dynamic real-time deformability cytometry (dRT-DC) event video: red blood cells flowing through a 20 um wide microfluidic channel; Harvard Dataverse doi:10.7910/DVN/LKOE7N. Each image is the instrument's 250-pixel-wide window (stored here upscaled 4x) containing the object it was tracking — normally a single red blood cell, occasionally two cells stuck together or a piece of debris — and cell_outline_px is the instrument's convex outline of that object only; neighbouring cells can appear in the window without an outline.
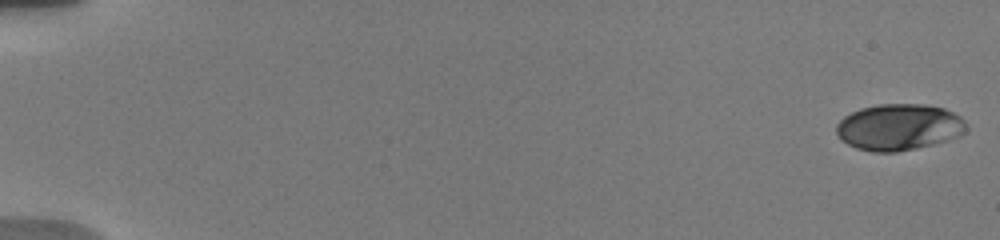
{"species": "human", "species_latin": "Homo sapiens", "temperature_condition": "warm", "stored_images_in_passage": 57, "camera_frame_rate_fps": 3000, "um_per_image_px": 0.085, "donor": {"sex": "male"}, "frame": {"image": 1, "passage_image": 1, "time_ms": 0.0, "image_size_px": [1000, 240], "cell_outline_px": [[968, 128], [960, 136], [932, 144], [916, 148], [896, 152], [872, 152], [856, 148], [840, 140], [836, 132], [836, 124], [844, 116], [860, 108], [880, 104], [924, 104], [944, 108], [960, 116], [964, 120]], "centroid_in_image_um": [76.4, 10.8], "position_along_channel_um": 8.6, "area_um2": 35.26}}
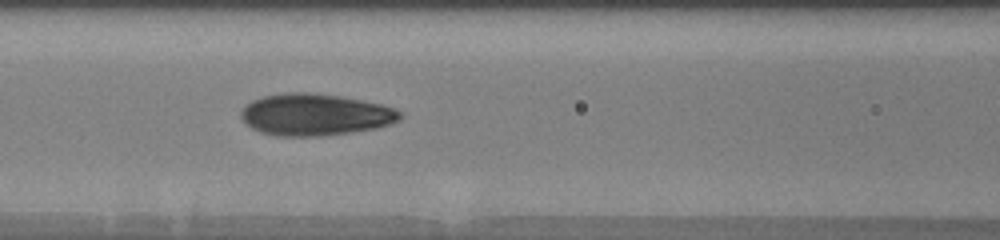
{"frame": {"image": 2, "passage_image": 47, "time_ms": 8.333, "image_size_px": [1000, 240], "cell_outline_px": [[404, 116], [400, 120], [376, 128], [352, 132], [320, 136], [276, 136], [260, 132], [244, 124], [240, 116], [240, 108], [244, 104], [252, 100], [264, 96], [288, 92], [308, 92], [340, 96], [380, 104], [396, 108]], "centroid_in_image_um": [26.74, 9.74], "position_along_channel_um": 139.9, "area_um2": 39.02}}
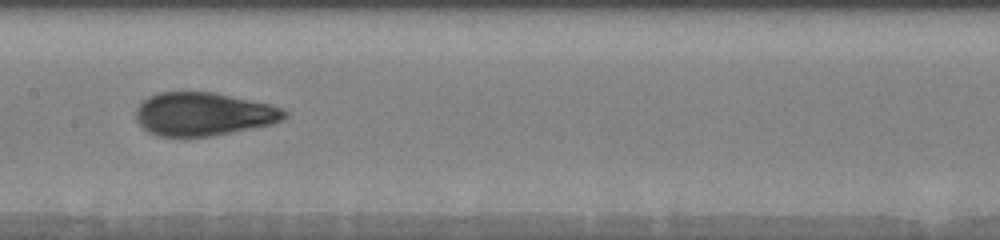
{"frame": {"image": 3, "passage_image": 56, "time_ms": 9.667, "image_size_px": [1000, 240], "cell_outline_px": [[288, 116], [284, 120], [272, 124], [212, 136], [184, 140], [160, 136], [148, 132], [136, 120], [136, 108], [148, 96], [156, 92], [212, 92], [272, 104], [284, 108], [288, 112]], "centroid_in_image_um": [17.3, 9.73], "position_along_channel_um": 190.1, "area_um2": 38.38}}